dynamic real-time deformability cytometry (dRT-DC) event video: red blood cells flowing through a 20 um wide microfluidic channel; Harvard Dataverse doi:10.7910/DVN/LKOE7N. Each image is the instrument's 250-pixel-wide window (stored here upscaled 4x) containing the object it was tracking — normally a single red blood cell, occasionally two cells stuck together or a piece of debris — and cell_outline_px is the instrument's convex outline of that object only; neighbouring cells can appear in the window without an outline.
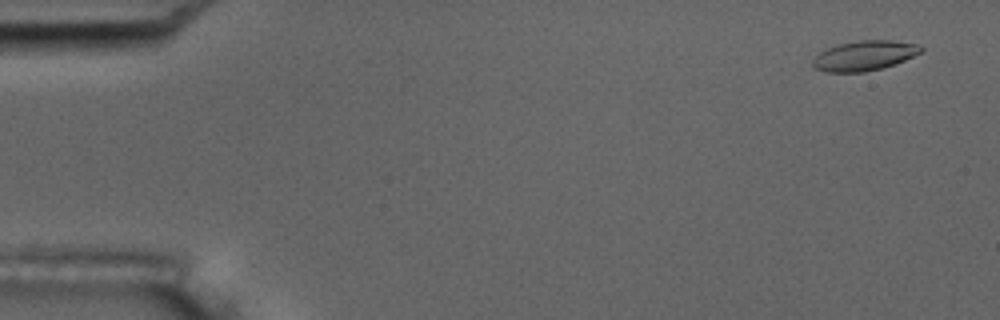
{"species": "common noctule bat (a hibernating species)", "species_latin": "Nyctalus noctula", "temperature_condition": "room temperature", "stored_images_in_passage": 10, "camera_frame_rate_fps": 3000, "um_per_image_px": 0.085, "animal": {"sex": "male", "body_mass_g": 17.5, "forearm_length_mm": 52.3}, "frame": {"image": 1, "passage_image": 1, "time_ms": 0.0, "image_size_px": [1000, 320], "cell_outline_px": [[924, 48], [920, 52], [904, 60], [880, 68], [864, 72], [828, 72], [812, 68], [812, 60], [820, 52], [828, 48], [840, 44], [860, 40], [892, 40], [916, 44]], "centroid_in_image_um": [73.43, 4.73], "position_along_channel_um": 11.6, "area_um2": 18.55}}
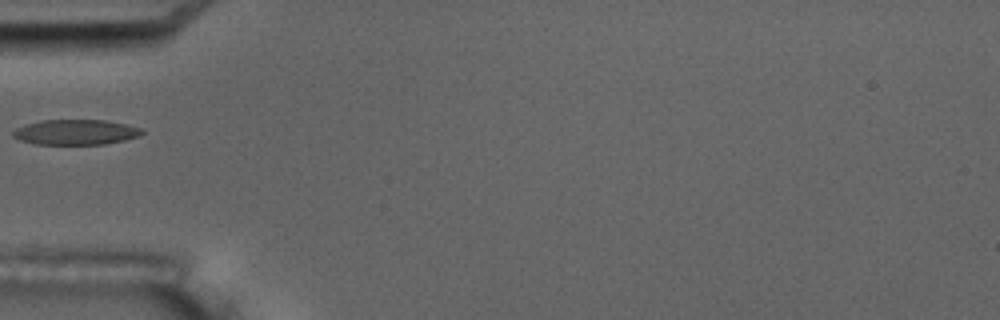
{"frame": {"image": 2, "passage_image": 6, "time_ms": 5.667, "image_size_px": [1000, 320], "cell_outline_px": [[144, 132], [140, 136], [124, 140], [104, 144], [32, 144], [20, 140], [12, 136], [12, 132], [16, 128], [24, 124], [40, 120], [104, 120], [124, 124], [140, 128]], "centroid_in_image_um": [6.38, 11.23], "position_along_channel_um": 78.6, "area_um2": 18.96}}